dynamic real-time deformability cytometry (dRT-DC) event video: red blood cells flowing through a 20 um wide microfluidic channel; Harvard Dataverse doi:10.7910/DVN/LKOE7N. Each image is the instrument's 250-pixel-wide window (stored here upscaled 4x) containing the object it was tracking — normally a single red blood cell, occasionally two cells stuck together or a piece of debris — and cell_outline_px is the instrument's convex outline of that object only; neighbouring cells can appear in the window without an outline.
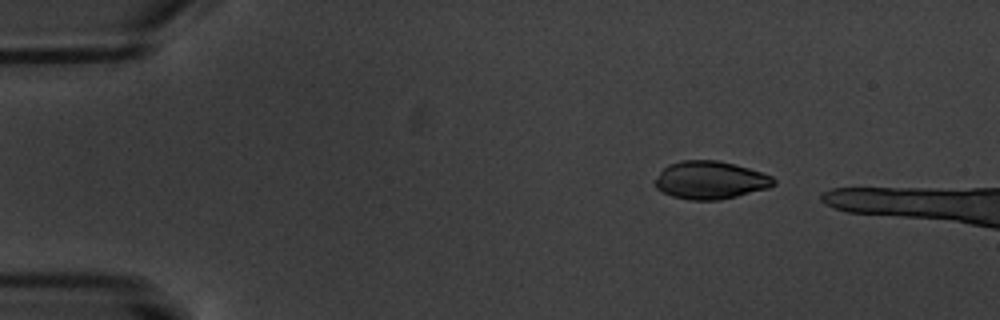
{"species": "common noctule bat (a hibernating species)", "species_latin": "Nyctalus noctula", "temperature_condition": "warm", "stored_images_in_passage": 3, "camera_frame_rate_fps": 3000, "um_per_image_px": 0.085, "animal": {"sex": "male", "body_mass_g": 20.1, "forearm_length_mm": 53.5}, "frame": {"image": 1, "passage_image": 1, "time_ms": 0.0, "image_size_px": [1000, 320], "cell_outline_px": [[776, 184], [768, 188], [720, 200], [692, 200], [672, 196], [656, 188], [652, 184], [660, 172], [668, 164], [680, 160], [720, 160], [736, 164], [772, 176], [776, 180]], "centroid_in_image_um": [60.36, 15.3], "position_along_channel_um": 24.6, "area_um2": 26.3}}